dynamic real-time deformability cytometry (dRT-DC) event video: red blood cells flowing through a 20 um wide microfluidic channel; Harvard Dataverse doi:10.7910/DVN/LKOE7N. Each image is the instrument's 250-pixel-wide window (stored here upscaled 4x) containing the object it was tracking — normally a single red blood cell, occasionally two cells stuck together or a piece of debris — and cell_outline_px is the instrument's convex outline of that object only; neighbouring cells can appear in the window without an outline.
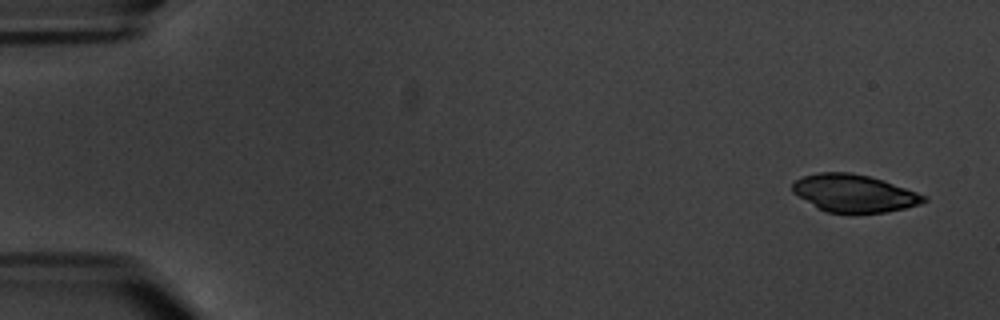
{"species": "common noctule bat (a hibernating species)", "species_latin": "Nyctalus noctula", "temperature_condition": "warm", "stored_images_in_passage": 5, "camera_frame_rate_fps": 3000, "um_per_image_px": 0.085, "animal": {"sex": "male", "body_mass_g": 20.1, "forearm_length_mm": 53.5}, "frame": {"image": 1, "passage_image": 1, "time_ms": 0.0, "image_size_px": [1000, 320], "cell_outline_px": [[928, 200], [920, 204], [904, 208], [884, 212], [828, 212], [816, 208], [792, 192], [792, 184], [796, 180], [804, 176], [816, 172], [848, 172], [868, 176], [884, 180], [928, 196]], "centroid_in_image_um": [72.59, 16.41], "position_along_channel_um": 12.4, "area_um2": 28.61}}
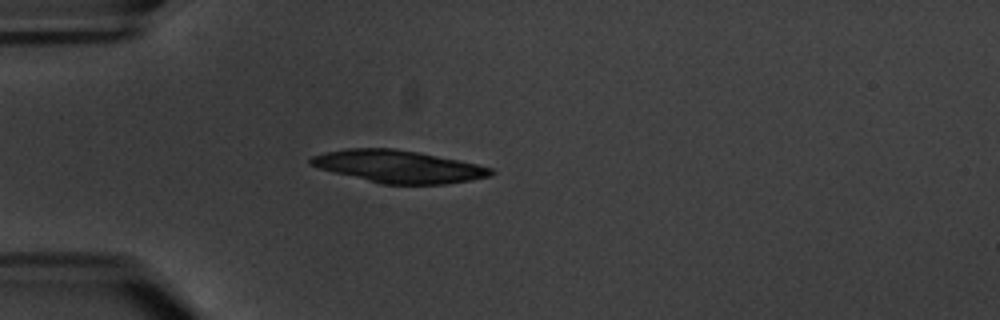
{"frame": {"image": 2, "passage_image": 5, "time_ms": 4.667, "image_size_px": [1000, 320], "cell_outline_px": [[496, 172], [492, 176], [444, 184], [380, 184], [320, 168], [308, 164], [308, 160], [312, 156], [324, 152], [344, 148], [392, 148], [416, 152], [476, 164], [492, 168]], "centroid_in_image_um": [33.83, 14.15], "position_along_channel_um": 51.2, "area_um2": 33.7}}